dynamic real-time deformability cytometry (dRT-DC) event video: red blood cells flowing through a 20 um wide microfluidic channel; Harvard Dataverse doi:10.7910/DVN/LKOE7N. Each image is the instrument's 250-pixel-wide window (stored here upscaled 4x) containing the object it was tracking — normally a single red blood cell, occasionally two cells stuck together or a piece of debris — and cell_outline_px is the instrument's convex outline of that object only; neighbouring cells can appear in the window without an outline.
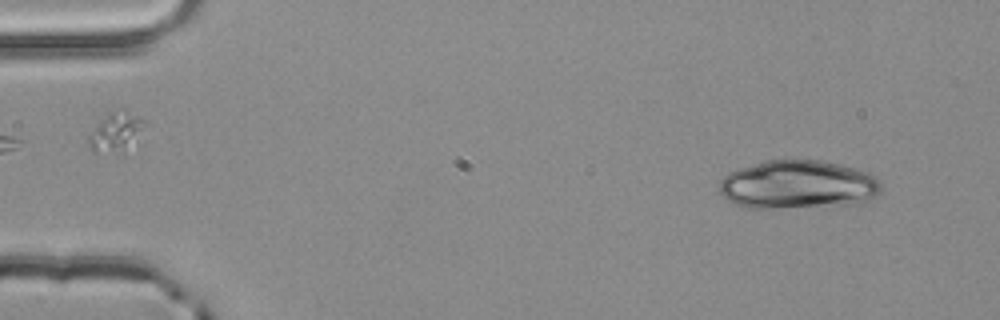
{"species": "common noctule bat (a hibernating species)", "species_latin": "Nyctalus noctula", "temperature_condition": "room temperature", "stored_images_in_passage": 3, "camera_frame_rate_fps": 3000, "um_per_image_px": 0.085, "animal": {"sex": "male", "body_mass_g": 20.4}, "frame": {"image": 1, "passage_image": 1, "time_ms": 0.0, "image_size_px": [1000, 320], "cell_outline_px": [[880, 188], [868, 200], [848, 204], [768, 208], [748, 208], [736, 204], [728, 200], [716, 188], [716, 184], [728, 172], [764, 160], [820, 160], [840, 164], [868, 172], [876, 176], [880, 180]], "centroid_in_image_um": [67.75, 15.67], "position_along_channel_um": 17.3, "area_um2": 45.55}}